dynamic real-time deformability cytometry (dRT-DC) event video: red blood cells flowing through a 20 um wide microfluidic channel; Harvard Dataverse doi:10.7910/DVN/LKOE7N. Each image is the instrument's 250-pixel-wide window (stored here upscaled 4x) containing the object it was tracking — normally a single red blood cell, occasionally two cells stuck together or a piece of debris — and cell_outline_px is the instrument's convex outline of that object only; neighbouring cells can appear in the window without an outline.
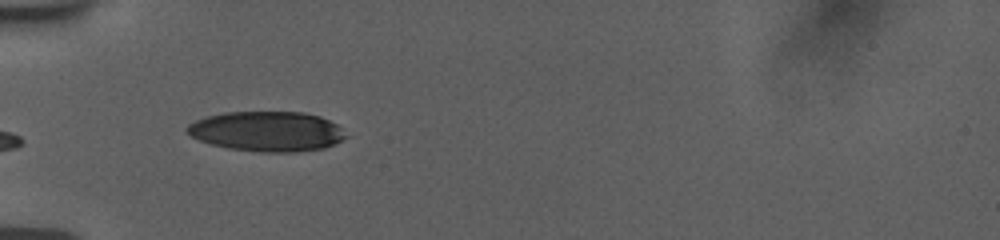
{"species": "human", "species_latin": "Homo sapiens", "temperature_condition": "room temperature", "stored_images_in_passage": 25, "camera_frame_rate_fps": 3000, "um_per_image_px": 0.085, "donor": {"sex": "female"}, "frame": {"image": 1, "passage_image": 1, "time_ms": 0.0, "image_size_px": [1000, 240], "cell_outline_px": [[352, 136], [336, 144], [324, 148], [296, 152], [260, 152], [228, 148], [212, 144], [200, 140], [192, 136], [184, 128], [188, 124], [196, 120], [208, 116], [224, 112], [304, 112], [320, 116], [336, 124]], "centroid_in_image_um": [22.76, 11.17], "position_along_channel_um": 62.2, "area_um2": 37.28}}